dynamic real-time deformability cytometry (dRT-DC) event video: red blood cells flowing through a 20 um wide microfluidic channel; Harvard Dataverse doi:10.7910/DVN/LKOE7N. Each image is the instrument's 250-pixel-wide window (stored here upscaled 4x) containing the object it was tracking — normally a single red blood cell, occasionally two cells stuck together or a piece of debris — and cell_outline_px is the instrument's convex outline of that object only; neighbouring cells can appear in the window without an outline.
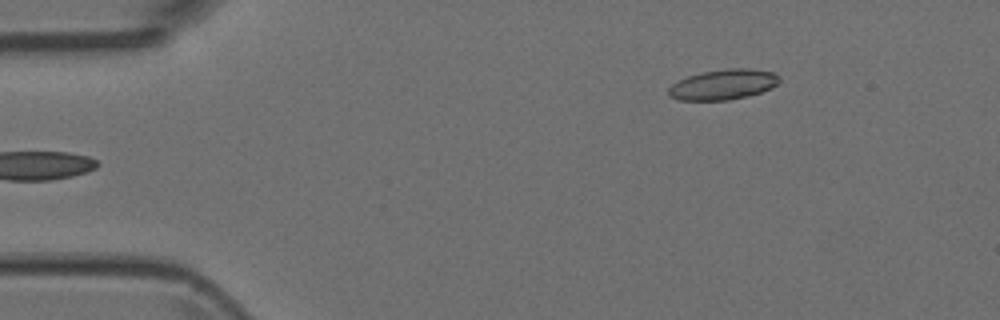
{"species": "Egyptian fruit bat (a non-hibernating species)", "species_latin": "Rousettus aegyptiacus", "temperature_condition": "room temperature", "stored_images_in_passage": 5, "camera_frame_rate_fps": 3000, "um_per_image_px": 0.085, "animal": {"sex": "female"}, "frame": {"image": 1, "passage_image": 5, "time_ms": 1.333, "image_size_px": [1000, 320], "cell_outline_px": [[780, 80], [772, 88], [760, 92], [728, 100], [680, 100], [668, 96], [668, 88], [672, 84], [688, 76], [700, 72], [728, 68], [748, 68], [776, 72], [780, 76]], "centroid_in_image_um": [61.48, 7.17], "position_along_channel_um": 23.5, "area_um2": 19.59}}